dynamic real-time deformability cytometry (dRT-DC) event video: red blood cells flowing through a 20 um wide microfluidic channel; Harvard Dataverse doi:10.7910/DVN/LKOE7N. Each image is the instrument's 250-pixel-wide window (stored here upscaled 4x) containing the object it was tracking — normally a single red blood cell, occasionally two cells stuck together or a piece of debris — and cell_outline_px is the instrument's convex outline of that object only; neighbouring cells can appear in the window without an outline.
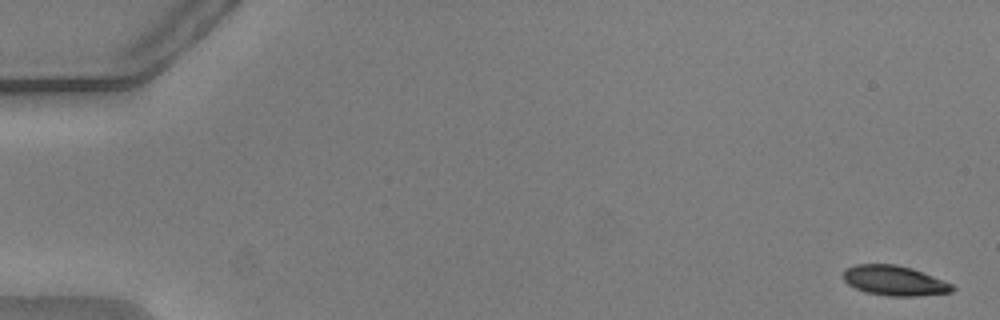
{"species": "common noctule bat (a hibernating species)", "species_latin": "Nyctalus noctula", "temperature_condition": "warm", "stored_images_in_passage": 55, "camera_frame_rate_fps": 3000, "um_per_image_px": 0.085, "animal": {"sex": "male", "body_mass_g": 20.5, "forearm_length_mm": 52.5}, "frame": {"image": 1, "passage_image": 2, "time_ms": 0.333, "image_size_px": [1000, 320], "cell_outline_px": [[956, 288], [952, 292], [916, 296], [888, 296], [868, 292], [856, 288], [848, 284], [840, 276], [844, 268], [856, 264], [896, 264], [912, 268], [952, 284]], "centroid_in_image_um": [75.98, 23.84], "position_along_channel_um": 9.0, "area_um2": 19.07}}
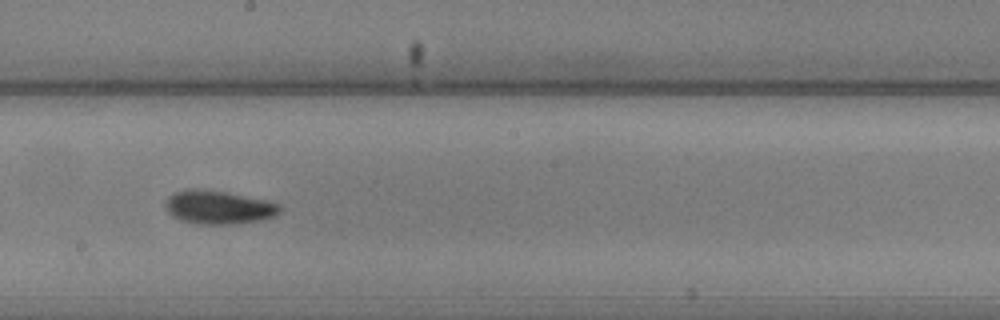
{"frame": {"image": 2, "passage_image": 32, "time_ms": 10.333, "image_size_px": [1000, 320], "cell_outline_px": [[280, 212], [276, 216], [260, 220], [236, 224], [196, 224], [172, 216], [168, 212], [164, 204], [168, 196], [176, 192], [188, 188], [200, 188], [228, 192], [264, 200], [280, 204]], "centroid_in_image_um": [18.56, 17.61], "position_along_channel_um": 229.6, "area_um2": 22.43}}
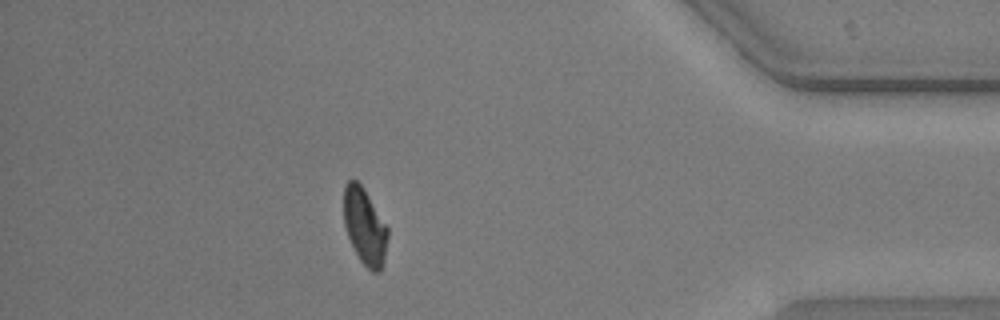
{"frame": {"image": 3, "passage_image": 49, "time_ms": 16.0, "image_size_px": [1000, 320], "cell_outline_px": [[388, 236], [384, 260], [380, 272], [372, 272], [360, 260], [348, 236], [344, 224], [344, 184], [348, 180], [356, 180], [364, 188], [388, 228]], "centroid_in_image_um": [31.0, 19.23], "position_along_channel_um": 404.2, "area_um2": 19.42}, "authors_computed_cell_mechanics": {"area_um2": 20.3456, "velocity_mm_per_s": 3.7566, "shape_relaxation_time_tau1_ms": 2.5521, "shape_relaxation_time_tau2_ms": 1.4598, "deformation_change_tau1": 0.1534, "deformation_change_tau2": 0.0681}}